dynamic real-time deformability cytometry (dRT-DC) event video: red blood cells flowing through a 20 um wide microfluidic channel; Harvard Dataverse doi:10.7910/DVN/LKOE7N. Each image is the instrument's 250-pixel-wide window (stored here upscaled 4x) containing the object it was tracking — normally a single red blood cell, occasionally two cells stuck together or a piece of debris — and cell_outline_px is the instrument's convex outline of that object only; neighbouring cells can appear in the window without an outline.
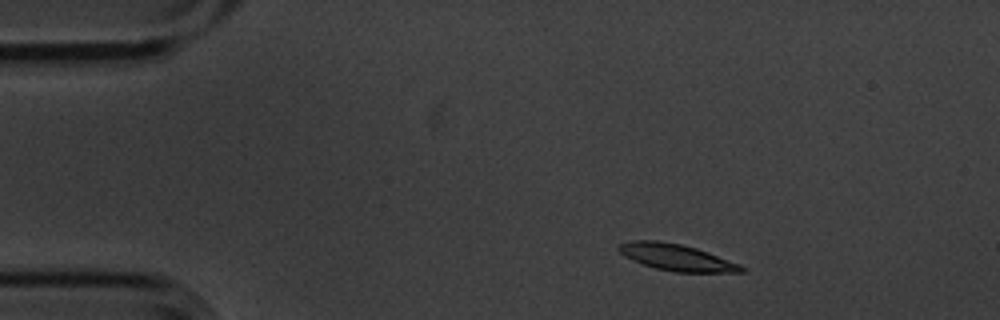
{"species": "common noctule bat (a hibernating species)", "species_latin": "Nyctalus noctula", "temperature_condition": "cold", "stored_images_in_passage": 3, "camera_frame_rate_fps": 3000, "um_per_image_px": 0.085, "animal": {"sex": "male", "body_mass_g": 20.1, "forearm_length_mm": 53.5}, "frame": {"image": 1, "passage_image": 1, "time_ms": 0.0, "image_size_px": [1000, 320], "cell_outline_px": [[744, 272], [672, 272], [656, 268], [632, 260], [624, 256], [616, 248], [616, 244], [632, 240], [656, 240], [680, 244], [696, 248], [708, 252], [740, 264], [744, 268]], "centroid_in_image_um": [57.45, 21.86], "position_along_channel_um": 27.5, "area_um2": 18.96}}